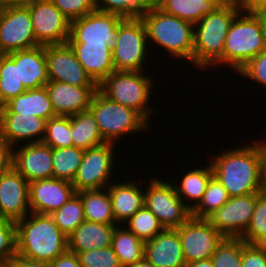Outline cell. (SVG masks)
Returning <instances> with one entry per match:
<instances>
[{
	"label": "cell",
	"mask_w": 266,
	"mask_h": 267,
	"mask_svg": "<svg viewBox=\"0 0 266 267\" xmlns=\"http://www.w3.org/2000/svg\"><path fill=\"white\" fill-rule=\"evenodd\" d=\"M238 149H228L211 157L213 175L229 197L259 193L262 141Z\"/></svg>",
	"instance_id": "obj_1"
},
{
	"label": "cell",
	"mask_w": 266,
	"mask_h": 267,
	"mask_svg": "<svg viewBox=\"0 0 266 267\" xmlns=\"http://www.w3.org/2000/svg\"><path fill=\"white\" fill-rule=\"evenodd\" d=\"M16 254L51 262L68 250L67 236L51 215L29 213L15 222Z\"/></svg>",
	"instance_id": "obj_2"
},
{
	"label": "cell",
	"mask_w": 266,
	"mask_h": 267,
	"mask_svg": "<svg viewBox=\"0 0 266 267\" xmlns=\"http://www.w3.org/2000/svg\"><path fill=\"white\" fill-rule=\"evenodd\" d=\"M241 11L237 0H226L215 12L194 24L193 64L206 70L222 57L230 25Z\"/></svg>",
	"instance_id": "obj_3"
},
{
	"label": "cell",
	"mask_w": 266,
	"mask_h": 267,
	"mask_svg": "<svg viewBox=\"0 0 266 267\" xmlns=\"http://www.w3.org/2000/svg\"><path fill=\"white\" fill-rule=\"evenodd\" d=\"M143 22L147 29L148 44L154 42L174 58L193 63L194 24L165 13L155 4Z\"/></svg>",
	"instance_id": "obj_4"
},
{
	"label": "cell",
	"mask_w": 266,
	"mask_h": 267,
	"mask_svg": "<svg viewBox=\"0 0 266 267\" xmlns=\"http://www.w3.org/2000/svg\"><path fill=\"white\" fill-rule=\"evenodd\" d=\"M265 48L258 17L253 13L240 11L230 25L223 55L214 65L227 64L236 73Z\"/></svg>",
	"instance_id": "obj_5"
},
{
	"label": "cell",
	"mask_w": 266,
	"mask_h": 267,
	"mask_svg": "<svg viewBox=\"0 0 266 267\" xmlns=\"http://www.w3.org/2000/svg\"><path fill=\"white\" fill-rule=\"evenodd\" d=\"M144 73L114 70L98 85V90L109 100L134 109L149 123L153 79Z\"/></svg>",
	"instance_id": "obj_6"
},
{
	"label": "cell",
	"mask_w": 266,
	"mask_h": 267,
	"mask_svg": "<svg viewBox=\"0 0 266 267\" xmlns=\"http://www.w3.org/2000/svg\"><path fill=\"white\" fill-rule=\"evenodd\" d=\"M89 110L95 117L99 131L106 143H114L123 135L151 128L149 123L134 109L109 100L97 90Z\"/></svg>",
	"instance_id": "obj_7"
},
{
	"label": "cell",
	"mask_w": 266,
	"mask_h": 267,
	"mask_svg": "<svg viewBox=\"0 0 266 267\" xmlns=\"http://www.w3.org/2000/svg\"><path fill=\"white\" fill-rule=\"evenodd\" d=\"M147 41V29L143 20H122L118 25V35L112 51L114 70L144 71L143 67L146 66L143 63L149 49Z\"/></svg>",
	"instance_id": "obj_8"
},
{
	"label": "cell",
	"mask_w": 266,
	"mask_h": 267,
	"mask_svg": "<svg viewBox=\"0 0 266 267\" xmlns=\"http://www.w3.org/2000/svg\"><path fill=\"white\" fill-rule=\"evenodd\" d=\"M148 185L144 205L164 228H178L191 217V210L178 196L174 184L153 178Z\"/></svg>",
	"instance_id": "obj_9"
},
{
	"label": "cell",
	"mask_w": 266,
	"mask_h": 267,
	"mask_svg": "<svg viewBox=\"0 0 266 267\" xmlns=\"http://www.w3.org/2000/svg\"><path fill=\"white\" fill-rule=\"evenodd\" d=\"M114 144L85 150L82 162L72 181L75 192L106 188L111 183L114 160Z\"/></svg>",
	"instance_id": "obj_10"
},
{
	"label": "cell",
	"mask_w": 266,
	"mask_h": 267,
	"mask_svg": "<svg viewBox=\"0 0 266 267\" xmlns=\"http://www.w3.org/2000/svg\"><path fill=\"white\" fill-rule=\"evenodd\" d=\"M122 20L117 14L92 11L70 21V36L67 43L107 44L113 51L118 25Z\"/></svg>",
	"instance_id": "obj_11"
},
{
	"label": "cell",
	"mask_w": 266,
	"mask_h": 267,
	"mask_svg": "<svg viewBox=\"0 0 266 267\" xmlns=\"http://www.w3.org/2000/svg\"><path fill=\"white\" fill-rule=\"evenodd\" d=\"M176 229L186 263L211 258L225 238L207 219L190 217Z\"/></svg>",
	"instance_id": "obj_12"
},
{
	"label": "cell",
	"mask_w": 266,
	"mask_h": 267,
	"mask_svg": "<svg viewBox=\"0 0 266 267\" xmlns=\"http://www.w3.org/2000/svg\"><path fill=\"white\" fill-rule=\"evenodd\" d=\"M39 46L29 8L8 7L0 12V54Z\"/></svg>",
	"instance_id": "obj_13"
},
{
	"label": "cell",
	"mask_w": 266,
	"mask_h": 267,
	"mask_svg": "<svg viewBox=\"0 0 266 267\" xmlns=\"http://www.w3.org/2000/svg\"><path fill=\"white\" fill-rule=\"evenodd\" d=\"M49 81L65 82L79 87H98L75 56L68 43L45 46Z\"/></svg>",
	"instance_id": "obj_14"
},
{
	"label": "cell",
	"mask_w": 266,
	"mask_h": 267,
	"mask_svg": "<svg viewBox=\"0 0 266 267\" xmlns=\"http://www.w3.org/2000/svg\"><path fill=\"white\" fill-rule=\"evenodd\" d=\"M36 41L41 46L63 44L70 36V20L50 0L29 7Z\"/></svg>",
	"instance_id": "obj_15"
},
{
	"label": "cell",
	"mask_w": 266,
	"mask_h": 267,
	"mask_svg": "<svg viewBox=\"0 0 266 267\" xmlns=\"http://www.w3.org/2000/svg\"><path fill=\"white\" fill-rule=\"evenodd\" d=\"M259 193L230 197L207 220L224 236L241 238L248 228Z\"/></svg>",
	"instance_id": "obj_16"
},
{
	"label": "cell",
	"mask_w": 266,
	"mask_h": 267,
	"mask_svg": "<svg viewBox=\"0 0 266 267\" xmlns=\"http://www.w3.org/2000/svg\"><path fill=\"white\" fill-rule=\"evenodd\" d=\"M30 212L29 182L12 167L0 175V217L16 222Z\"/></svg>",
	"instance_id": "obj_17"
},
{
	"label": "cell",
	"mask_w": 266,
	"mask_h": 267,
	"mask_svg": "<svg viewBox=\"0 0 266 267\" xmlns=\"http://www.w3.org/2000/svg\"><path fill=\"white\" fill-rule=\"evenodd\" d=\"M76 192L71 182L54 177L29 183L31 213L51 215L60 209Z\"/></svg>",
	"instance_id": "obj_18"
},
{
	"label": "cell",
	"mask_w": 266,
	"mask_h": 267,
	"mask_svg": "<svg viewBox=\"0 0 266 267\" xmlns=\"http://www.w3.org/2000/svg\"><path fill=\"white\" fill-rule=\"evenodd\" d=\"M21 147V148H20ZM13 151V167L30 183L53 177L52 148L43 142L27 143Z\"/></svg>",
	"instance_id": "obj_19"
},
{
	"label": "cell",
	"mask_w": 266,
	"mask_h": 267,
	"mask_svg": "<svg viewBox=\"0 0 266 267\" xmlns=\"http://www.w3.org/2000/svg\"><path fill=\"white\" fill-rule=\"evenodd\" d=\"M45 87L56 116H72L89 110L98 90V87H79L58 81H49Z\"/></svg>",
	"instance_id": "obj_20"
},
{
	"label": "cell",
	"mask_w": 266,
	"mask_h": 267,
	"mask_svg": "<svg viewBox=\"0 0 266 267\" xmlns=\"http://www.w3.org/2000/svg\"><path fill=\"white\" fill-rule=\"evenodd\" d=\"M46 122V119L31 115L0 113V136L12 147L24 140L26 143L42 142Z\"/></svg>",
	"instance_id": "obj_21"
},
{
	"label": "cell",
	"mask_w": 266,
	"mask_h": 267,
	"mask_svg": "<svg viewBox=\"0 0 266 267\" xmlns=\"http://www.w3.org/2000/svg\"><path fill=\"white\" fill-rule=\"evenodd\" d=\"M145 258L155 267H184L182 244L176 228H164L145 242Z\"/></svg>",
	"instance_id": "obj_22"
},
{
	"label": "cell",
	"mask_w": 266,
	"mask_h": 267,
	"mask_svg": "<svg viewBox=\"0 0 266 267\" xmlns=\"http://www.w3.org/2000/svg\"><path fill=\"white\" fill-rule=\"evenodd\" d=\"M85 72L99 85L114 71L107 44L68 43Z\"/></svg>",
	"instance_id": "obj_23"
},
{
	"label": "cell",
	"mask_w": 266,
	"mask_h": 267,
	"mask_svg": "<svg viewBox=\"0 0 266 267\" xmlns=\"http://www.w3.org/2000/svg\"><path fill=\"white\" fill-rule=\"evenodd\" d=\"M18 61L19 80L26 90L44 87L48 82L45 46L10 53Z\"/></svg>",
	"instance_id": "obj_24"
},
{
	"label": "cell",
	"mask_w": 266,
	"mask_h": 267,
	"mask_svg": "<svg viewBox=\"0 0 266 267\" xmlns=\"http://www.w3.org/2000/svg\"><path fill=\"white\" fill-rule=\"evenodd\" d=\"M115 221L123 225L144 205V190L137 181L111 182L107 187ZM123 222V224H122Z\"/></svg>",
	"instance_id": "obj_25"
},
{
	"label": "cell",
	"mask_w": 266,
	"mask_h": 267,
	"mask_svg": "<svg viewBox=\"0 0 266 267\" xmlns=\"http://www.w3.org/2000/svg\"><path fill=\"white\" fill-rule=\"evenodd\" d=\"M117 224H103L84 221L67 237L68 250L78 254L92 249L112 245V237Z\"/></svg>",
	"instance_id": "obj_26"
},
{
	"label": "cell",
	"mask_w": 266,
	"mask_h": 267,
	"mask_svg": "<svg viewBox=\"0 0 266 267\" xmlns=\"http://www.w3.org/2000/svg\"><path fill=\"white\" fill-rule=\"evenodd\" d=\"M0 113L31 115L47 121L56 116L45 86L26 90L17 97H13L3 106H0Z\"/></svg>",
	"instance_id": "obj_27"
},
{
	"label": "cell",
	"mask_w": 266,
	"mask_h": 267,
	"mask_svg": "<svg viewBox=\"0 0 266 267\" xmlns=\"http://www.w3.org/2000/svg\"><path fill=\"white\" fill-rule=\"evenodd\" d=\"M226 0H154L169 15L196 24L206 14L215 12Z\"/></svg>",
	"instance_id": "obj_28"
},
{
	"label": "cell",
	"mask_w": 266,
	"mask_h": 267,
	"mask_svg": "<svg viewBox=\"0 0 266 267\" xmlns=\"http://www.w3.org/2000/svg\"><path fill=\"white\" fill-rule=\"evenodd\" d=\"M77 193L81 197L85 221L116 224L107 188L83 190Z\"/></svg>",
	"instance_id": "obj_29"
},
{
	"label": "cell",
	"mask_w": 266,
	"mask_h": 267,
	"mask_svg": "<svg viewBox=\"0 0 266 267\" xmlns=\"http://www.w3.org/2000/svg\"><path fill=\"white\" fill-rule=\"evenodd\" d=\"M209 164L210 165H207L204 168H194L193 170H189L185 175L183 174V178H181L179 188L175 184V189L177 191L178 196L182 201H184V204L191 211L201 201L203 194L206 191L208 182L213 176L211 163ZM185 202H189L190 204H187Z\"/></svg>",
	"instance_id": "obj_30"
},
{
	"label": "cell",
	"mask_w": 266,
	"mask_h": 267,
	"mask_svg": "<svg viewBox=\"0 0 266 267\" xmlns=\"http://www.w3.org/2000/svg\"><path fill=\"white\" fill-rule=\"evenodd\" d=\"M71 137L73 145L84 150L106 143L90 110L71 116Z\"/></svg>",
	"instance_id": "obj_31"
},
{
	"label": "cell",
	"mask_w": 266,
	"mask_h": 267,
	"mask_svg": "<svg viewBox=\"0 0 266 267\" xmlns=\"http://www.w3.org/2000/svg\"><path fill=\"white\" fill-rule=\"evenodd\" d=\"M118 226L113 233L111 247L117 255L120 265L128 267L144 257L145 242L127 229V226L125 229L124 226L122 228H120L121 225Z\"/></svg>",
	"instance_id": "obj_32"
},
{
	"label": "cell",
	"mask_w": 266,
	"mask_h": 267,
	"mask_svg": "<svg viewBox=\"0 0 266 267\" xmlns=\"http://www.w3.org/2000/svg\"><path fill=\"white\" fill-rule=\"evenodd\" d=\"M26 89L18 74V61L10 54H0V106Z\"/></svg>",
	"instance_id": "obj_33"
},
{
	"label": "cell",
	"mask_w": 266,
	"mask_h": 267,
	"mask_svg": "<svg viewBox=\"0 0 266 267\" xmlns=\"http://www.w3.org/2000/svg\"><path fill=\"white\" fill-rule=\"evenodd\" d=\"M85 150L72 146L52 149L53 177L72 183Z\"/></svg>",
	"instance_id": "obj_34"
},
{
	"label": "cell",
	"mask_w": 266,
	"mask_h": 267,
	"mask_svg": "<svg viewBox=\"0 0 266 267\" xmlns=\"http://www.w3.org/2000/svg\"><path fill=\"white\" fill-rule=\"evenodd\" d=\"M154 0H96V10L119 15L123 20H143Z\"/></svg>",
	"instance_id": "obj_35"
},
{
	"label": "cell",
	"mask_w": 266,
	"mask_h": 267,
	"mask_svg": "<svg viewBox=\"0 0 266 267\" xmlns=\"http://www.w3.org/2000/svg\"><path fill=\"white\" fill-rule=\"evenodd\" d=\"M229 198L227 190L213 175L208 182L201 201L192 209L191 217L207 219L216 210L220 209Z\"/></svg>",
	"instance_id": "obj_36"
},
{
	"label": "cell",
	"mask_w": 266,
	"mask_h": 267,
	"mask_svg": "<svg viewBox=\"0 0 266 267\" xmlns=\"http://www.w3.org/2000/svg\"><path fill=\"white\" fill-rule=\"evenodd\" d=\"M60 230L68 237L85 221L84 209L80 195L76 192L58 210L51 214Z\"/></svg>",
	"instance_id": "obj_37"
},
{
	"label": "cell",
	"mask_w": 266,
	"mask_h": 267,
	"mask_svg": "<svg viewBox=\"0 0 266 267\" xmlns=\"http://www.w3.org/2000/svg\"><path fill=\"white\" fill-rule=\"evenodd\" d=\"M42 142L52 149L72 147L71 116H55L46 122Z\"/></svg>",
	"instance_id": "obj_38"
},
{
	"label": "cell",
	"mask_w": 266,
	"mask_h": 267,
	"mask_svg": "<svg viewBox=\"0 0 266 267\" xmlns=\"http://www.w3.org/2000/svg\"><path fill=\"white\" fill-rule=\"evenodd\" d=\"M125 223H128L127 229L133 232L143 242L151 240L164 229L157 217L145 205Z\"/></svg>",
	"instance_id": "obj_39"
},
{
	"label": "cell",
	"mask_w": 266,
	"mask_h": 267,
	"mask_svg": "<svg viewBox=\"0 0 266 267\" xmlns=\"http://www.w3.org/2000/svg\"><path fill=\"white\" fill-rule=\"evenodd\" d=\"M247 244L266 245V198H256L251 222L241 237Z\"/></svg>",
	"instance_id": "obj_40"
},
{
	"label": "cell",
	"mask_w": 266,
	"mask_h": 267,
	"mask_svg": "<svg viewBox=\"0 0 266 267\" xmlns=\"http://www.w3.org/2000/svg\"><path fill=\"white\" fill-rule=\"evenodd\" d=\"M211 260L213 267H242V239L225 237Z\"/></svg>",
	"instance_id": "obj_41"
},
{
	"label": "cell",
	"mask_w": 266,
	"mask_h": 267,
	"mask_svg": "<svg viewBox=\"0 0 266 267\" xmlns=\"http://www.w3.org/2000/svg\"><path fill=\"white\" fill-rule=\"evenodd\" d=\"M16 254L15 222L0 217V267H6Z\"/></svg>",
	"instance_id": "obj_42"
},
{
	"label": "cell",
	"mask_w": 266,
	"mask_h": 267,
	"mask_svg": "<svg viewBox=\"0 0 266 267\" xmlns=\"http://www.w3.org/2000/svg\"><path fill=\"white\" fill-rule=\"evenodd\" d=\"M77 255L82 267H122L111 246L79 252Z\"/></svg>",
	"instance_id": "obj_43"
},
{
	"label": "cell",
	"mask_w": 266,
	"mask_h": 267,
	"mask_svg": "<svg viewBox=\"0 0 266 267\" xmlns=\"http://www.w3.org/2000/svg\"><path fill=\"white\" fill-rule=\"evenodd\" d=\"M70 21L96 10V0H50Z\"/></svg>",
	"instance_id": "obj_44"
},
{
	"label": "cell",
	"mask_w": 266,
	"mask_h": 267,
	"mask_svg": "<svg viewBox=\"0 0 266 267\" xmlns=\"http://www.w3.org/2000/svg\"><path fill=\"white\" fill-rule=\"evenodd\" d=\"M238 74L244 78H250L253 82H258L266 87V48L263 49L256 57L250 60L244 67H242Z\"/></svg>",
	"instance_id": "obj_45"
},
{
	"label": "cell",
	"mask_w": 266,
	"mask_h": 267,
	"mask_svg": "<svg viewBox=\"0 0 266 267\" xmlns=\"http://www.w3.org/2000/svg\"><path fill=\"white\" fill-rule=\"evenodd\" d=\"M242 267H266V245L247 244L242 240Z\"/></svg>",
	"instance_id": "obj_46"
},
{
	"label": "cell",
	"mask_w": 266,
	"mask_h": 267,
	"mask_svg": "<svg viewBox=\"0 0 266 267\" xmlns=\"http://www.w3.org/2000/svg\"><path fill=\"white\" fill-rule=\"evenodd\" d=\"M13 148L0 136V175L13 167Z\"/></svg>",
	"instance_id": "obj_47"
},
{
	"label": "cell",
	"mask_w": 266,
	"mask_h": 267,
	"mask_svg": "<svg viewBox=\"0 0 266 267\" xmlns=\"http://www.w3.org/2000/svg\"><path fill=\"white\" fill-rule=\"evenodd\" d=\"M50 267H82L76 253L67 250L49 263Z\"/></svg>",
	"instance_id": "obj_48"
},
{
	"label": "cell",
	"mask_w": 266,
	"mask_h": 267,
	"mask_svg": "<svg viewBox=\"0 0 266 267\" xmlns=\"http://www.w3.org/2000/svg\"><path fill=\"white\" fill-rule=\"evenodd\" d=\"M6 267H50V265L49 262L32 260L15 254Z\"/></svg>",
	"instance_id": "obj_49"
},
{
	"label": "cell",
	"mask_w": 266,
	"mask_h": 267,
	"mask_svg": "<svg viewBox=\"0 0 266 267\" xmlns=\"http://www.w3.org/2000/svg\"><path fill=\"white\" fill-rule=\"evenodd\" d=\"M241 11L247 13H258L266 11V0H237Z\"/></svg>",
	"instance_id": "obj_50"
},
{
	"label": "cell",
	"mask_w": 266,
	"mask_h": 267,
	"mask_svg": "<svg viewBox=\"0 0 266 267\" xmlns=\"http://www.w3.org/2000/svg\"><path fill=\"white\" fill-rule=\"evenodd\" d=\"M259 194L266 198V141H262V160L260 165Z\"/></svg>",
	"instance_id": "obj_51"
},
{
	"label": "cell",
	"mask_w": 266,
	"mask_h": 267,
	"mask_svg": "<svg viewBox=\"0 0 266 267\" xmlns=\"http://www.w3.org/2000/svg\"><path fill=\"white\" fill-rule=\"evenodd\" d=\"M38 0H9V7L29 8Z\"/></svg>",
	"instance_id": "obj_52"
},
{
	"label": "cell",
	"mask_w": 266,
	"mask_h": 267,
	"mask_svg": "<svg viewBox=\"0 0 266 267\" xmlns=\"http://www.w3.org/2000/svg\"><path fill=\"white\" fill-rule=\"evenodd\" d=\"M184 267H213L211 258L186 263Z\"/></svg>",
	"instance_id": "obj_53"
},
{
	"label": "cell",
	"mask_w": 266,
	"mask_h": 267,
	"mask_svg": "<svg viewBox=\"0 0 266 267\" xmlns=\"http://www.w3.org/2000/svg\"><path fill=\"white\" fill-rule=\"evenodd\" d=\"M255 15L258 17L260 21V24L262 27V33H263L265 44H266V11L255 13Z\"/></svg>",
	"instance_id": "obj_54"
},
{
	"label": "cell",
	"mask_w": 266,
	"mask_h": 267,
	"mask_svg": "<svg viewBox=\"0 0 266 267\" xmlns=\"http://www.w3.org/2000/svg\"><path fill=\"white\" fill-rule=\"evenodd\" d=\"M128 267H155V266L151 264L144 256L141 260H139L135 264H132Z\"/></svg>",
	"instance_id": "obj_55"
},
{
	"label": "cell",
	"mask_w": 266,
	"mask_h": 267,
	"mask_svg": "<svg viewBox=\"0 0 266 267\" xmlns=\"http://www.w3.org/2000/svg\"><path fill=\"white\" fill-rule=\"evenodd\" d=\"M9 7V0H0V12L6 10Z\"/></svg>",
	"instance_id": "obj_56"
}]
</instances>
